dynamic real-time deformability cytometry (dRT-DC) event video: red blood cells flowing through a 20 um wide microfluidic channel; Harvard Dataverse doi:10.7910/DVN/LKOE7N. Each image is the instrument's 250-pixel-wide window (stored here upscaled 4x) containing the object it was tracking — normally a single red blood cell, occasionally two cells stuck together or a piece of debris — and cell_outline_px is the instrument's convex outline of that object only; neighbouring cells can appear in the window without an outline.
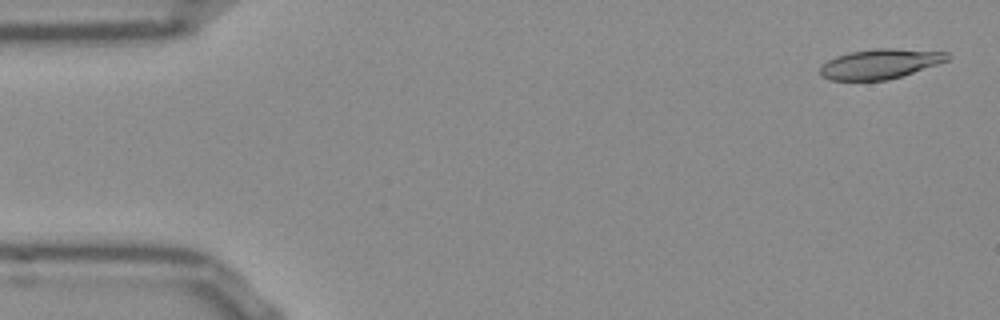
{"species": "Egyptian fruit bat (a non-hibernating species)", "species_latin": "Rousettus aegyptiacus", "temperature_condition": "room temperature", "stored_images_in_passage": 51, "camera_frame_rate_fps": 3000, "um_per_image_px": 0.085, "frame": {"image": 1, "passage_image": 1, "time_ms": 0.0, "image_size_px": [1000, 320], "cell_outline_px": [[952, 56], [948, 60], [888, 80], [832, 80], [820, 76], [820, 68], [828, 60], [836, 56], [848, 52], [872, 48], [892, 48], [948, 52]], "centroid_in_image_um": [74.79, 5.41], "position_along_channel_um": 10.2, "area_um2": 22.02}}
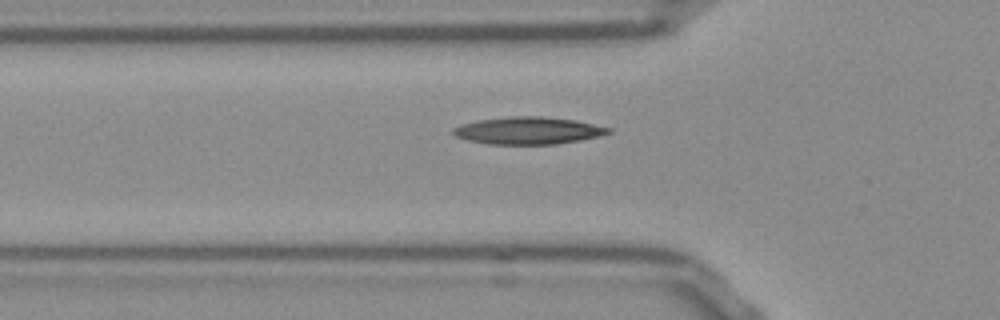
{"frame": {"image": 2, "passage_image": 16, "time_ms": 5.0, "image_size_px": [1000, 320], "cell_outline_px": [[612, 132], [580, 140], [556, 144], [488, 144], [468, 140], [456, 136], [452, 132], [452, 128], [460, 124], [476, 120], [508, 116], [540, 116], [576, 120], [612, 128]], "centroid_in_image_um": [44.87, 11.09], "position_along_channel_um": 80.9, "area_um2": 24.74}}
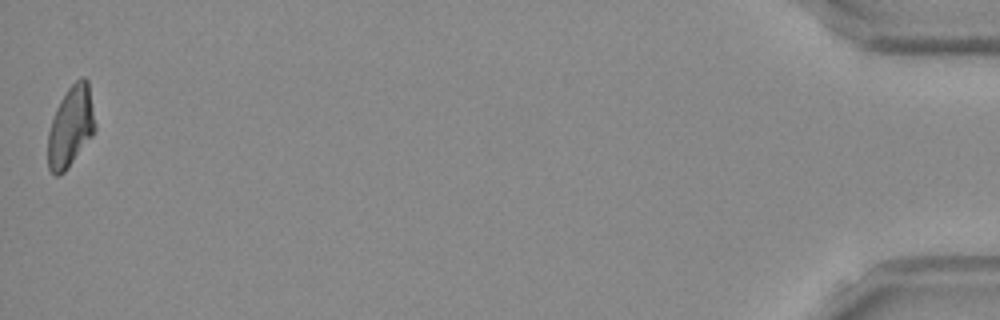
{"frame": {"image": 3, "passage_image": 51, "time_ms": 16.667, "image_size_px": [1000, 320], "cell_outline_px": [[96, 128], [92, 136], [68, 168], [64, 172], [56, 176], [48, 168], [48, 132], [56, 108], [60, 100], [68, 88], [80, 76], [84, 76], [88, 80], [96, 124]], "centroid_in_image_um": [6.02, 10.74], "position_along_channel_um": 429.2, "area_um2": 22.25}, "authors_computed_cell_mechanics": {"area_um2": 22.7732, "velocity_mm_per_s": 3.8359, "shape_relaxation_time_tau1_ms": 10.8569, "shape_relaxation_time_tau2_ms": 6.667, "deformation_change_tau1": 0.2781, "deformation_change_tau2": 0.1582}}